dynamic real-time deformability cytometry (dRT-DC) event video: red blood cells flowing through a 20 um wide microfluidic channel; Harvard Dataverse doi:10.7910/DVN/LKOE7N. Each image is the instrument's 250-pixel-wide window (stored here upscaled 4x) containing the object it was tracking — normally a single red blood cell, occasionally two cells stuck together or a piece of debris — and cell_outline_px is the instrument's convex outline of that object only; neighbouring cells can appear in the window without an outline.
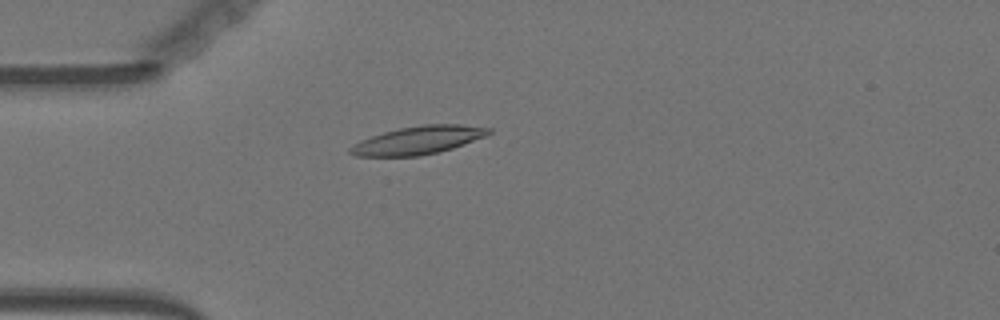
{"species": "Egyptian fruit bat (a non-hibernating species)", "species_latin": "Rousettus aegyptiacus", "temperature_condition": "warm", "stored_images_in_passage": 57, "camera_frame_rate_fps": 3000, "um_per_image_px": 0.085, "animal": {"sex": "female"}, "frame": {"image": 1, "passage_image": 16, "time_ms": 5.0, "image_size_px": [1000, 320], "cell_outline_px": [[492, 132], [488, 136], [452, 148], [420, 156], [356, 156], [348, 152], [348, 148], [360, 140], [384, 132], [400, 128], [424, 124], [460, 124], [492, 128]], "centroid_in_image_um": [35.57, 11.91], "position_along_channel_um": 49.4, "area_um2": 22.66}}
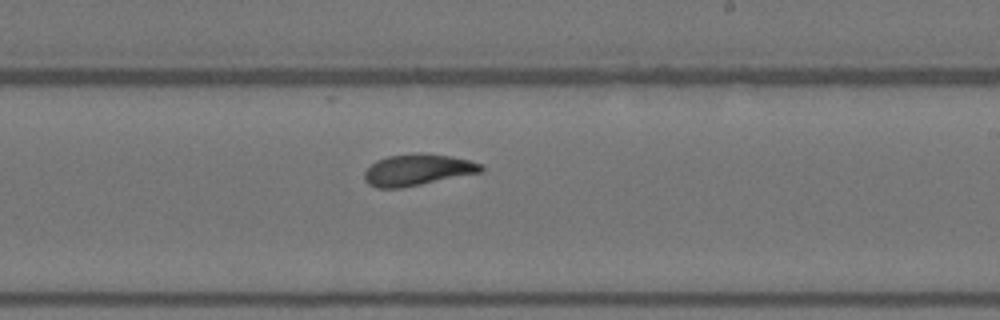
{"frame": {"image": 2, "passage_image": 34, "time_ms": 11.0, "image_size_px": [1000, 320], "cell_outline_px": [[484, 168], [480, 172], [400, 188], [376, 188], [368, 184], [364, 180], [364, 172], [376, 160], [388, 156], [416, 152], [420, 152], [448, 156], [468, 160], [480, 164]], "centroid_in_image_um": [35.42, 14.43], "position_along_channel_um": 253.6, "area_um2": 21.1}}
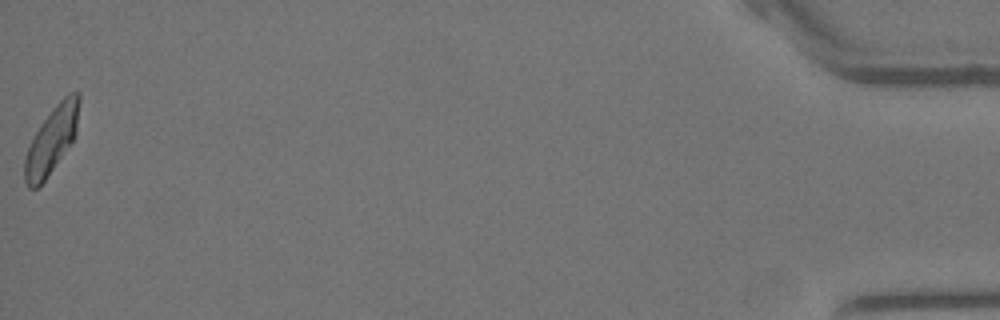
{"frame": {"image": 3, "passage_image": 57, "time_ms": 18.667, "image_size_px": [1000, 320], "cell_outline_px": [[80, 100], [76, 136], [44, 180], [36, 188], [28, 188], [24, 180], [24, 160], [28, 148], [40, 124], [52, 108], [68, 92], [80, 92]], "centroid_in_image_um": [4.41, 11.86], "position_along_channel_um": 430.8, "area_um2": 20.92}, "authors_computed_cell_mechanics": {"area_um2": 21.5016, "velocity_mm_per_s": 3.6053, "shape_relaxation_time_tau1_ms": 10.1629, "shape_relaxation_time_tau2_ms": 2.3124, "deformation_change_tau1": 0.2935, "deformation_change_tau2": 0.0946}}